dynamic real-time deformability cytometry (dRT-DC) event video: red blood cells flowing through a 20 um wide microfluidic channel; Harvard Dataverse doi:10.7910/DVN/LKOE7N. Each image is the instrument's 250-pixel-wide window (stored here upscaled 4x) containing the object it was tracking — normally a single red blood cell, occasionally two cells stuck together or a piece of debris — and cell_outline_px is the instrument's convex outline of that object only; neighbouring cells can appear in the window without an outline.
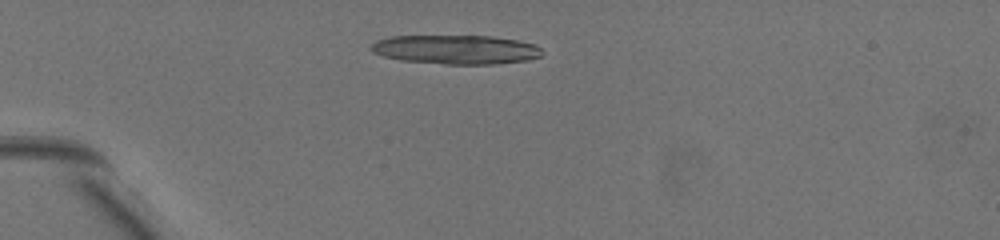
{"species": "common noctule bat (a hibernating species)", "species_latin": "Nyctalus noctula", "temperature_condition": "warm", "stored_images_in_passage": 6, "camera_frame_rate_fps": 3000, "um_per_image_px": 0.085, "animal": {"sex": "female", "body_mass_g": 19.5, "forearm_length_mm": 54.1}, "frame": {"image": 1, "passage_image": 2, "time_ms": 0.333, "image_size_px": [1000, 240], "cell_outline_px": [[544, 52], [540, 56], [528, 60], [496, 64], [448, 64], [400, 60], [384, 56], [372, 52], [368, 48], [376, 40], [392, 36], [492, 36], [520, 40], [532, 44], [540, 48]], "centroid_in_image_um": [38.75, 4.21], "position_along_channel_um": 46.2, "area_um2": 29.07}}